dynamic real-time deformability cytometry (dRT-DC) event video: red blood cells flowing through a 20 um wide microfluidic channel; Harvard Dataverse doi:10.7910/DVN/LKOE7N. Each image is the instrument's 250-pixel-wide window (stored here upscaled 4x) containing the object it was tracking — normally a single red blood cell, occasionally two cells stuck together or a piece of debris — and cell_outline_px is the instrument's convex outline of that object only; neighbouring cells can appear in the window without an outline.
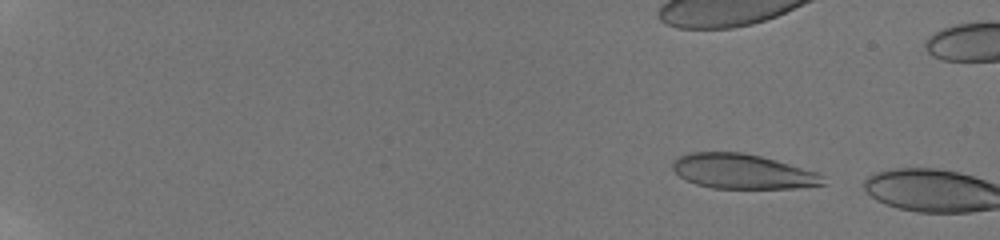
{"species": "human", "species_latin": "Homo sapiens", "temperature_condition": "room temperature", "stored_images_in_passage": 10, "camera_frame_rate_fps": 3000, "um_per_image_px": 0.085, "donor": {"sex": "male"}, "frame": {"image": 1, "passage_image": 7, "time_ms": 1.333, "image_size_px": [1000, 240], "cell_outline_px": [[824, 184], [796, 188], [712, 188], [696, 184], [680, 176], [672, 168], [672, 164], [680, 156], [688, 152], [744, 152], [760, 156], [816, 172], [824, 176]], "centroid_in_image_um": [63.1, 14.57], "position_along_channel_um": 21.9, "area_um2": 30.11}}